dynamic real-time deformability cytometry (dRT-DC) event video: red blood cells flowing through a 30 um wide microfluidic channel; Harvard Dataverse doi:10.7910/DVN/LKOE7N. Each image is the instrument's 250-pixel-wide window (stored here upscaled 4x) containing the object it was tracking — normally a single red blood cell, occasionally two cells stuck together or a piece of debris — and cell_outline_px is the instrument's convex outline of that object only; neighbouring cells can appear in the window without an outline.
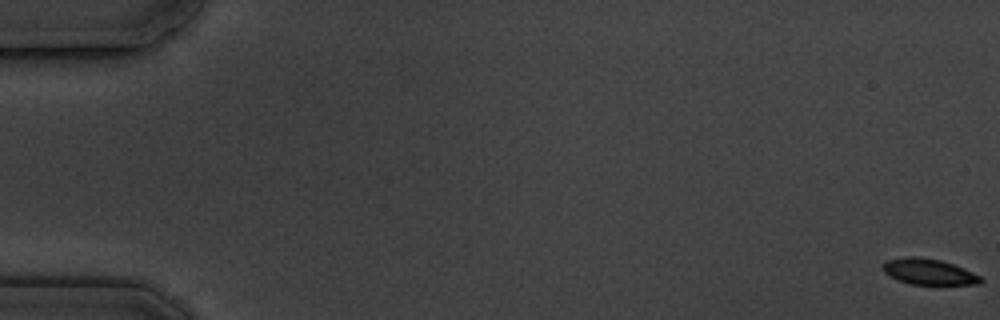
{"species": "common noctule bat (a hibernating species)", "species_latin": "Nyctalus noctula", "temperature_condition": "cold", "stored_images_in_passage": 6, "camera_frame_rate_fps": 3000, "um_per_image_px": 0.085, "animal": {"sex": "male", "body_mass_g": 19.5, "forearm_length_mm": 54.6}, "frame": {"image": 1, "passage_image": 1, "time_ms": 0.0, "image_size_px": [1000, 320], "cell_outline_px": [[984, 280], [980, 284], [908, 284], [884, 272], [880, 268], [888, 260], [904, 256], [916, 256], [940, 260], [964, 268], [980, 276]], "centroid_in_image_um": [78.95, 23.09], "position_along_channel_um": 6.1, "area_um2": 14.62}}
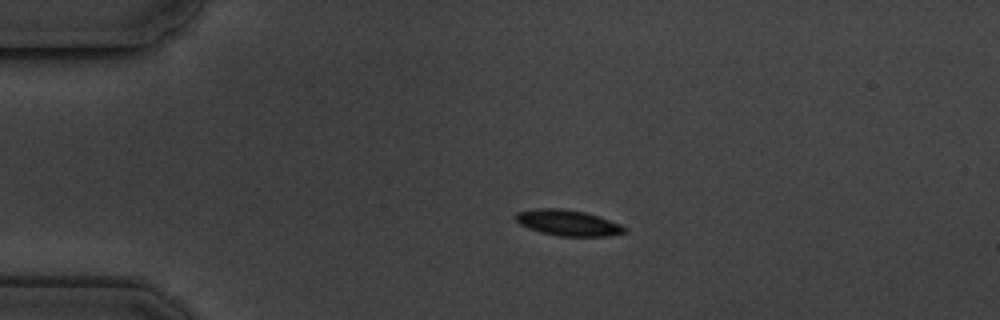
{"frame": {"image": 2, "passage_image": 5, "time_ms": 4.333, "image_size_px": [1000, 320], "cell_outline_px": [[624, 232], [608, 236], [560, 236], [540, 232], [528, 228], [520, 224], [516, 220], [516, 212], [536, 208], [560, 208], [584, 212], [620, 224], [624, 228]], "centroid_in_image_um": [48.21, 18.93], "position_along_channel_um": 36.8, "area_um2": 16.07}}